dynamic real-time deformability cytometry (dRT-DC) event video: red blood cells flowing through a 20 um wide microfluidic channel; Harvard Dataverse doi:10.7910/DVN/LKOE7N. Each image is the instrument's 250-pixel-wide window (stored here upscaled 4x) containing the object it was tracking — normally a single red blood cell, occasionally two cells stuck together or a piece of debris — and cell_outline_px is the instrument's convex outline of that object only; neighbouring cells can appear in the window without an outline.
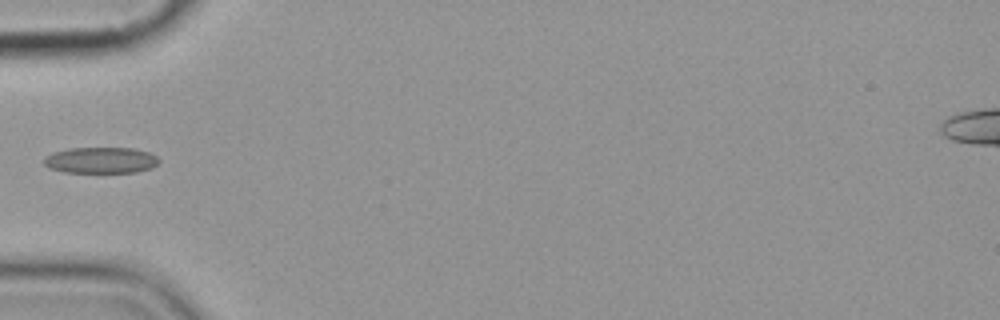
{"species": "common noctule bat (a hibernating species)", "species_latin": "Nyctalus noctula", "temperature_condition": "cold", "stored_images_in_passage": 4, "camera_frame_rate_fps": 3000, "um_per_image_px": 0.085, "animal": {"sex": "female", "body_mass_g": 19.9}, "frame": {"image": 1, "passage_image": 2, "time_ms": 1.0, "image_size_px": [1000, 320], "cell_outline_px": [[160, 160], [152, 168], [136, 172], [64, 172], [48, 168], [44, 164], [44, 160], [48, 156], [56, 152], [68, 148], [132, 148], [148, 152], [156, 156]], "centroid_in_image_um": [8.59, 13.62], "position_along_channel_um": 76.4, "area_um2": 17.34}}
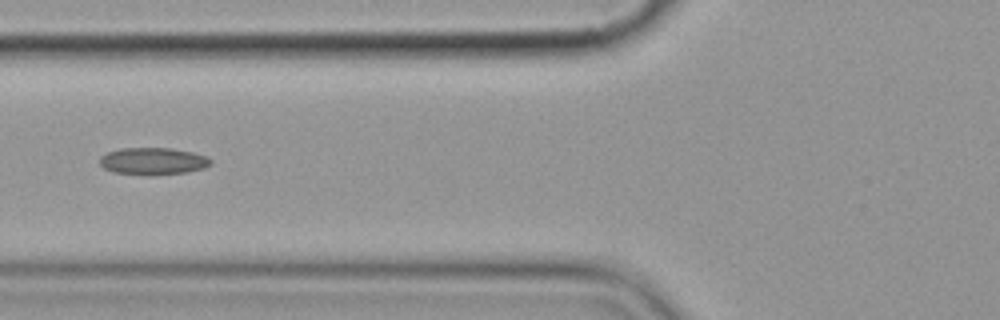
{"frame": {"image": 2, "passage_image": 3, "time_ms": 2.0, "image_size_px": [1000, 320], "cell_outline_px": [[212, 164], [204, 168], [184, 172], [148, 176], [116, 172], [104, 168], [100, 164], [100, 156], [108, 152], [120, 148], [168, 148], [192, 152], [208, 156], [212, 160]], "centroid_in_image_um": [13.02, 13.7], "position_along_channel_um": 112.8, "area_um2": 17.57}}
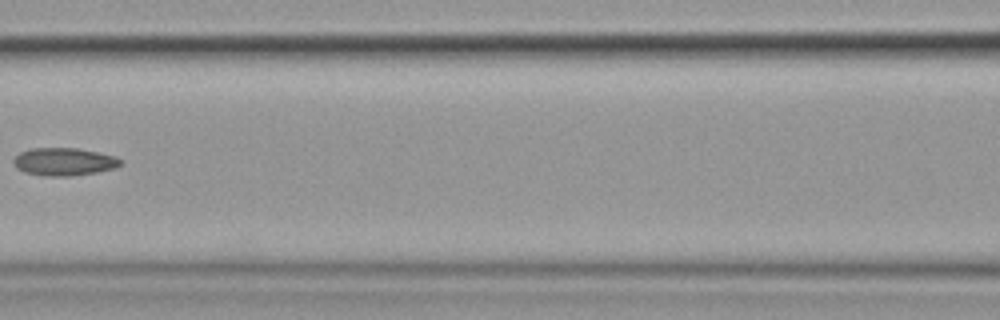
{"frame": {"image": 3, "passage_image": 4, "time_ms": 3.333, "image_size_px": [1000, 320], "cell_outline_px": [[120, 164], [116, 168], [96, 172], [68, 176], [48, 176], [24, 172], [16, 168], [12, 160], [20, 152], [32, 148], [76, 148], [116, 156], [120, 160]], "centroid_in_image_um": [5.41, 13.74], "position_along_channel_um": 161.2, "area_um2": 17.17}}